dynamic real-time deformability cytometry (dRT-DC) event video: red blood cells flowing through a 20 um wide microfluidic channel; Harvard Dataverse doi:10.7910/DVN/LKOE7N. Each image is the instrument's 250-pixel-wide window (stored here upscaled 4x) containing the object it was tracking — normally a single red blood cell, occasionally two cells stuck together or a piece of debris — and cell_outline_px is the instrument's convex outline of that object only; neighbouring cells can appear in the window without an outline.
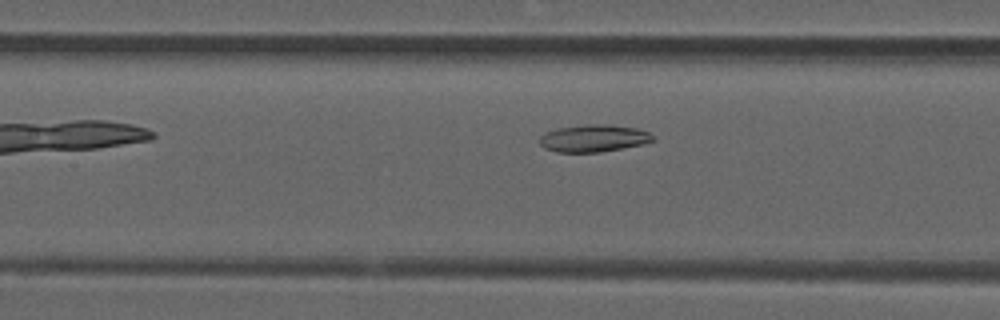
{"species": "common noctule bat (a hibernating species)", "species_latin": "Nyctalus noctula", "temperature_condition": "room temperature", "stored_images_in_passage": 37, "camera_frame_rate_fps": 3000, "um_per_image_px": 0.085, "animal": {"sex": "male", "forearm_length_mm": 52.5}, "frame": {"image": 1, "passage_image": 8, "time_ms": 2.333, "image_size_px": [1000, 320], "cell_outline_px": [[656, 140], [644, 144], [600, 152], [556, 152], [544, 148], [540, 144], [540, 136], [544, 132], [560, 128], [588, 124], [612, 124], [636, 128], [648, 132]], "centroid_in_image_um": [50.46, 11.75], "position_along_channel_um": 156.9, "area_um2": 18.03}}
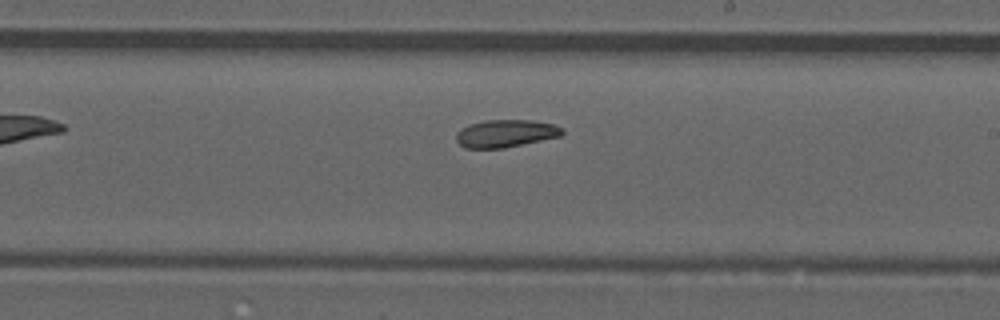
{"frame": {"image": 2, "passage_image": 15, "time_ms": 4.667, "image_size_px": [1000, 320], "cell_outline_px": [[564, 132], [560, 136], [504, 148], [464, 148], [456, 140], [456, 132], [460, 128], [468, 124], [488, 120], [532, 120], [552, 124], [564, 128]], "centroid_in_image_um": [42.95, 11.34], "position_along_channel_um": 246.0, "area_um2": 17.05}}
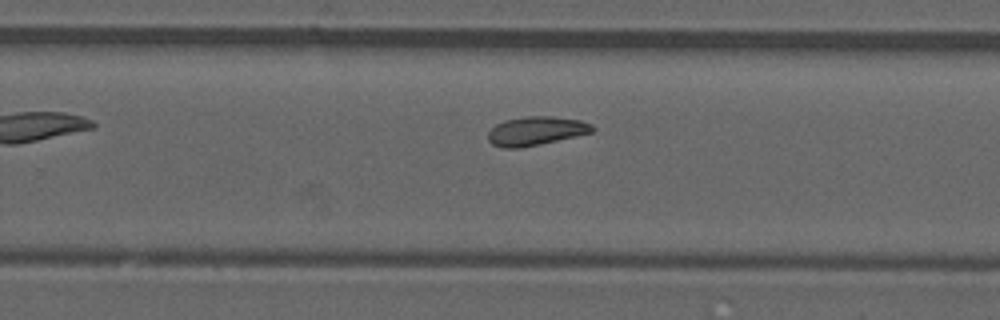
{"frame": {"image": 3, "passage_image": 18, "time_ms": 5.667, "image_size_px": [1000, 320], "cell_outline_px": [[596, 128], [592, 132], [576, 136], [540, 144], [520, 148], [500, 148], [492, 144], [488, 140], [488, 132], [496, 124], [504, 120], [528, 116], [552, 116], [580, 120], [592, 124]], "centroid_in_image_um": [45.55, 11.13], "position_along_channel_um": 284.3, "area_um2": 17.57}}